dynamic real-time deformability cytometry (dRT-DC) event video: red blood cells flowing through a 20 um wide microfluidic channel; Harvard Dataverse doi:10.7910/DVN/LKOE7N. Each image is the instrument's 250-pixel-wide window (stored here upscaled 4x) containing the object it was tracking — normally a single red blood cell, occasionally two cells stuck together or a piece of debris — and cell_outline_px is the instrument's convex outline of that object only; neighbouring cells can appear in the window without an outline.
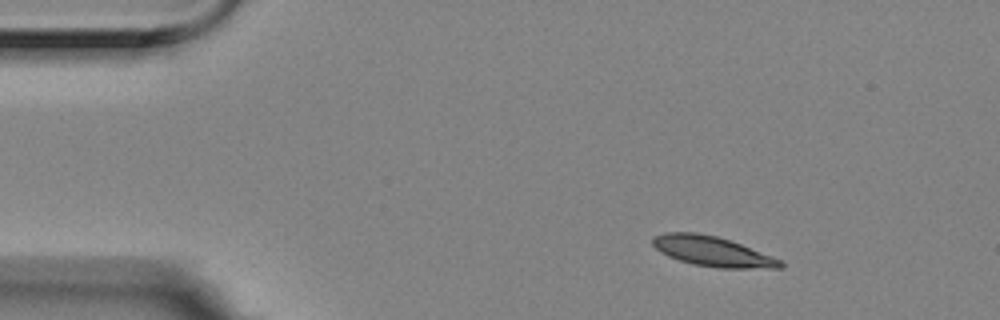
{"species": "Egyptian fruit bat (a non-hibernating species)", "species_latin": "Rousettus aegyptiacus", "temperature_condition": "room temperature", "stored_images_in_passage": 4, "camera_frame_rate_fps": 3000, "um_per_image_px": 0.085, "animal": {"sex": "female"}, "frame": {"image": 1, "passage_image": 1, "time_ms": 0.0, "image_size_px": [1000, 320], "cell_outline_px": [[784, 268], [720, 268], [692, 264], [668, 256], [660, 252], [652, 244], [652, 236], [664, 232], [696, 232], [716, 236], [740, 244], [780, 260], [784, 264]], "centroid_in_image_um": [60.49, 21.36], "position_along_channel_um": 24.5, "area_um2": 22.08}}
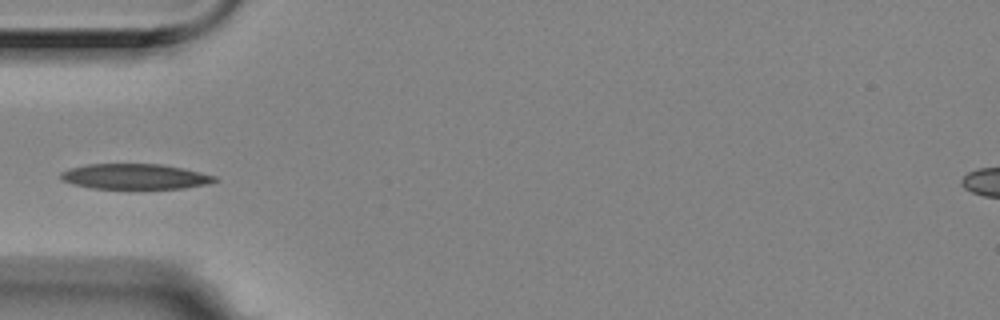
{"frame": {"image": 2, "passage_image": 4, "time_ms": 1.0, "image_size_px": [1000, 320], "cell_outline_px": [[220, 180], [208, 184], [184, 188], [92, 188], [72, 184], [60, 180], [60, 172], [68, 168], [88, 164], [160, 164], [184, 168], [216, 176]], "centroid_in_image_um": [11.46, 15.0], "position_along_channel_um": 73.5, "area_um2": 22.83}}